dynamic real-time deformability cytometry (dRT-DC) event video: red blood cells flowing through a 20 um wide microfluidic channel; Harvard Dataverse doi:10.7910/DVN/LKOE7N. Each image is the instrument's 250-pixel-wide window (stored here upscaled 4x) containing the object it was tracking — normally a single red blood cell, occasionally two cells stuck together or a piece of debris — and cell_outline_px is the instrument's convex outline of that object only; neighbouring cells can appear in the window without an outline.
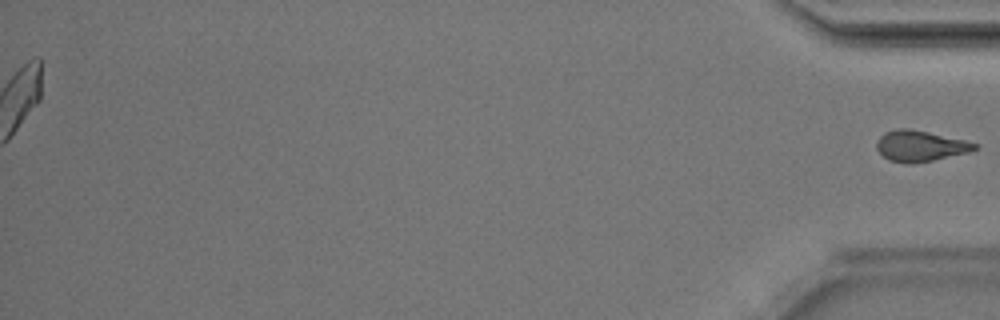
{"species": "Egyptian fruit bat (a non-hibernating species)", "species_latin": "Rousettus aegyptiacus", "temperature_condition": "room temperature", "stored_images_in_passage": 45, "segment_of_instrument_passage": [2, 2], "camera_frame_rate_fps": 3000, "um_per_image_px": 0.085, "animal": {"sex": "male"}, "frame": {"image": 1, "passage_image": 45, "time_ms": 14.667, "image_size_px": [1000, 320], "cell_outline_px": [[980, 148], [968, 152], [932, 160], [912, 164], [908, 164], [888, 160], [876, 148], [876, 140], [884, 132], [896, 128], [908, 128], [928, 132], [964, 140], [980, 144]], "centroid_in_image_um": [78.2, 12.4], "position_along_channel_um": 357.0, "area_um2": 17.69}}